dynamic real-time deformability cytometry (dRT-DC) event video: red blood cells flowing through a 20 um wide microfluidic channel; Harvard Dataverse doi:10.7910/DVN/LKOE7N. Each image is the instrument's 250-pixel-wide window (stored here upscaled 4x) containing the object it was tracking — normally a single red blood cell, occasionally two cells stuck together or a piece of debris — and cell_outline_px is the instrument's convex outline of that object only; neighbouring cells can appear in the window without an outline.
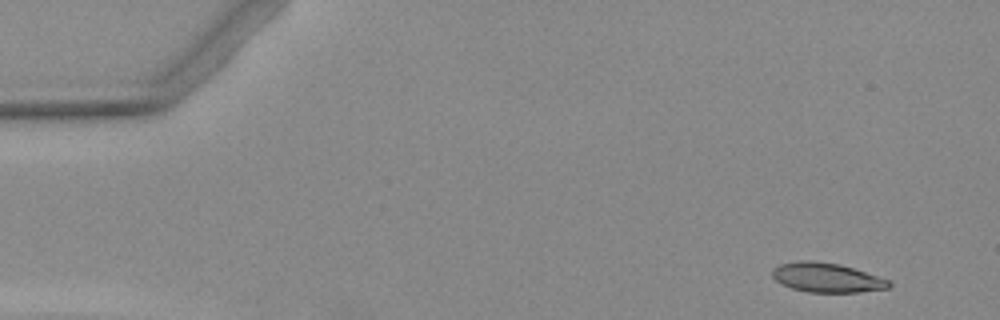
{"species": "Egyptian fruit bat (a non-hibernating species)", "species_latin": "Rousettus aegyptiacus", "temperature_condition": "warm", "stored_images_in_passage": 4, "camera_frame_rate_fps": 3000, "um_per_image_px": 0.085, "animal": {"sex": "female"}, "frame": {"image": 1, "passage_image": 1, "time_ms": 0.0, "image_size_px": [1000, 320], "cell_outline_px": [[892, 284], [888, 288], [860, 292], [808, 292], [792, 288], [776, 280], [772, 276], [772, 268], [780, 264], [800, 260], [812, 260], [840, 264], [892, 280]], "centroid_in_image_um": [70.3, 23.59], "position_along_channel_um": 14.7, "area_um2": 20.06}}